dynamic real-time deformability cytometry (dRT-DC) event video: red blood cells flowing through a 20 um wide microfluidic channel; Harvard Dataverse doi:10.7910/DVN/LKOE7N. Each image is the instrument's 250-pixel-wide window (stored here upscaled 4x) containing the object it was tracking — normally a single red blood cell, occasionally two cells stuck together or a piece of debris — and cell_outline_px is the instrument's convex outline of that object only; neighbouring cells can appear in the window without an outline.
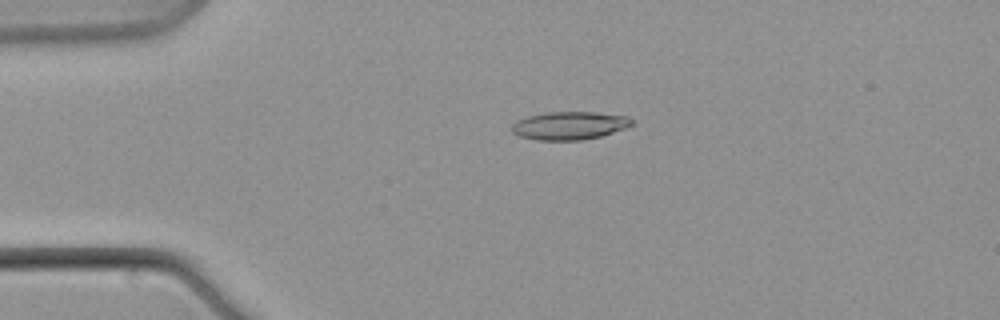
{"species": "common noctule bat (a hibernating species)", "species_latin": "Nyctalus noctula", "temperature_condition": "warm", "stored_images_in_passage": 8, "camera_frame_rate_fps": 3000, "um_per_image_px": 0.085, "animal": {"sex": "male", "body_mass_g": 21.5, "forearm_length_mm": 52.0}, "frame": {"image": 1, "passage_image": 5, "time_ms": 4.667, "image_size_px": [1000, 320], "cell_outline_px": [[632, 124], [624, 128], [600, 136], [580, 140], [536, 140], [520, 136], [512, 132], [512, 124], [528, 116], [548, 112], [596, 112], [628, 116], [632, 120]], "centroid_in_image_um": [48.4, 10.67], "position_along_channel_um": 36.6, "area_um2": 19.36}}
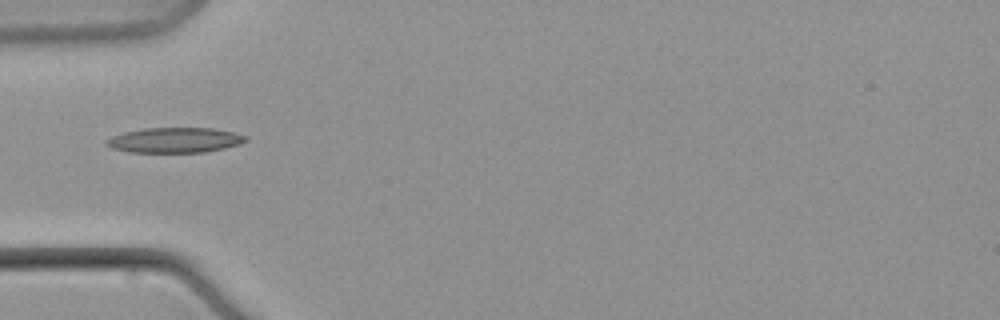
{"frame": {"image": 2, "passage_image": 7, "time_ms": 7.333, "image_size_px": [1000, 320], "cell_outline_px": [[248, 140], [240, 144], [224, 148], [204, 152], [128, 152], [112, 148], [104, 144], [104, 140], [112, 136], [124, 132], [144, 128], [212, 128], [232, 132], [248, 136]], "centroid_in_image_um": [14.84, 11.91], "position_along_channel_um": 70.2, "area_um2": 20.46}}